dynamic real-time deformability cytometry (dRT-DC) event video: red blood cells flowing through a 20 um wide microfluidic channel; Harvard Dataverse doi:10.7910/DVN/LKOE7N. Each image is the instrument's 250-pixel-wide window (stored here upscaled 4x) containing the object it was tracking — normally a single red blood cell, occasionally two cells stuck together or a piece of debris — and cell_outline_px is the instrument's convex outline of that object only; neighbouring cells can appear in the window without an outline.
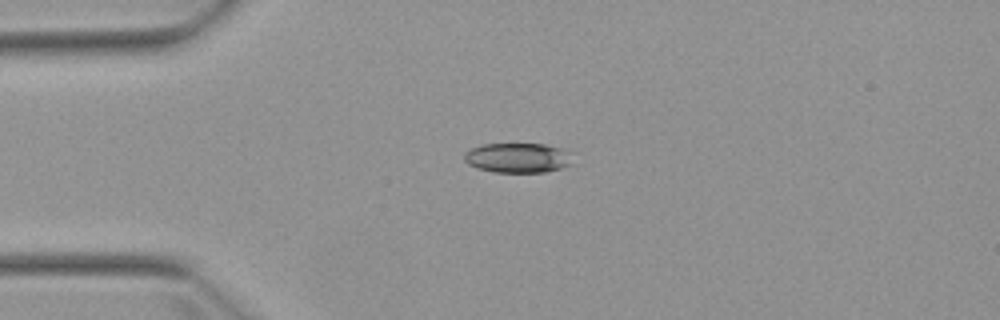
{"species": "Egyptian fruit bat (a non-hibernating species)", "species_latin": "Rousettus aegyptiacus", "temperature_condition": "warm", "stored_images_in_passage": 2, "camera_frame_rate_fps": 3000, "um_per_image_px": 0.085, "animal": {"sex": "female"}, "frame": {"image": 1, "passage_image": 1, "time_ms": 0.0, "image_size_px": [1000, 320], "cell_outline_px": [[572, 164], [560, 168], [544, 172], [496, 172], [476, 168], [468, 164], [464, 160], [464, 152], [472, 148], [484, 144], [544, 144], [564, 148]], "centroid_in_image_um": [43.96, 13.41], "position_along_channel_um": 41.0, "area_um2": 18.67}}